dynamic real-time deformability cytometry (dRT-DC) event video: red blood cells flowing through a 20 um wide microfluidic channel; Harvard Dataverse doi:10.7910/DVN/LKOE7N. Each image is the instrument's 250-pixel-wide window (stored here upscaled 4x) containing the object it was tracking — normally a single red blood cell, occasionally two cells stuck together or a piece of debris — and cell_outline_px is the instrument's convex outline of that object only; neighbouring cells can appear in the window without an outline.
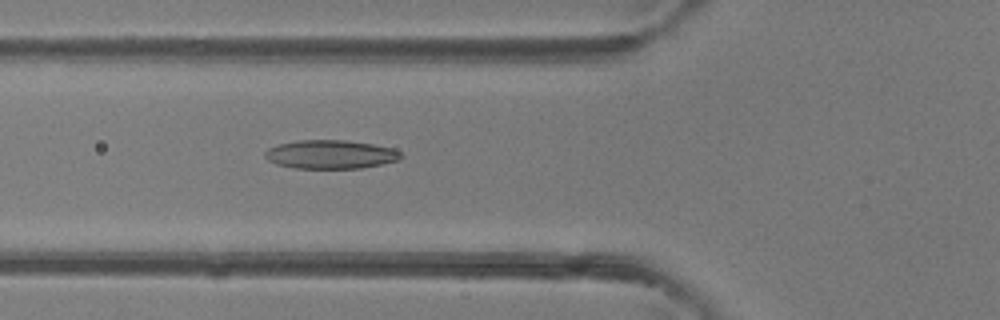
{"species": "common noctule bat (a hibernating species)", "species_latin": "Nyctalus noctula", "temperature_condition": "room temperature", "stored_images_in_passage": 5, "camera_frame_rate_fps": 3000, "um_per_image_px": 0.085, "animal": {"sex": "female"}, "frame": {"image": 1, "passage_image": 5, "time_ms": 5.333, "image_size_px": [1000, 320], "cell_outline_px": [[404, 156], [400, 160], [360, 168], [296, 168], [276, 164], [268, 160], [264, 156], [264, 152], [268, 148], [276, 144], [296, 140], [348, 140], [372, 144], [392, 148], [400, 152]], "centroid_in_image_um": [28.07, 13.11], "position_along_channel_um": 97.7, "area_um2": 22.83}}